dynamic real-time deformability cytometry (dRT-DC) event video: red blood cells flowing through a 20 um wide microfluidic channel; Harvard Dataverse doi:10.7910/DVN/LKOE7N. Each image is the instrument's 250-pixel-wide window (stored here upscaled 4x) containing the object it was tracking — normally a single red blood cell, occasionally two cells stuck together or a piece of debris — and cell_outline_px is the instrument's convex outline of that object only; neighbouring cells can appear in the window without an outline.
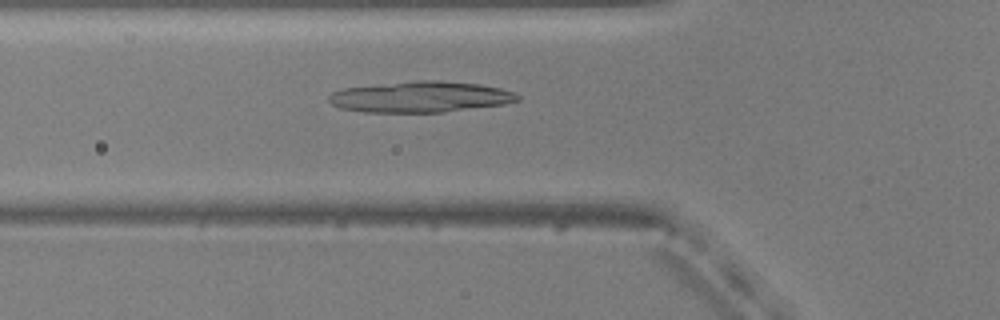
{"species": "common noctule bat (a hibernating species)", "species_latin": "Nyctalus noctula", "temperature_condition": "warm", "stored_images_in_passage": 39, "camera_frame_rate_fps": 3000, "um_per_image_px": 0.085, "animal": {"sex": "male", "body_mass_g": 20.5, "forearm_length_mm": 52.5}, "frame": {"image": 1, "passage_image": 8, "time_ms": 2.333, "image_size_px": [1000, 320], "cell_outline_px": [[520, 100], [504, 104], [444, 112], [364, 112], [340, 108], [332, 104], [328, 100], [328, 96], [332, 92], [344, 88], [416, 80], [440, 80], [480, 84], [500, 88], [516, 92], [520, 96]], "centroid_in_image_um": [35.76, 8.23], "position_along_channel_um": 90.0, "area_um2": 34.16}}
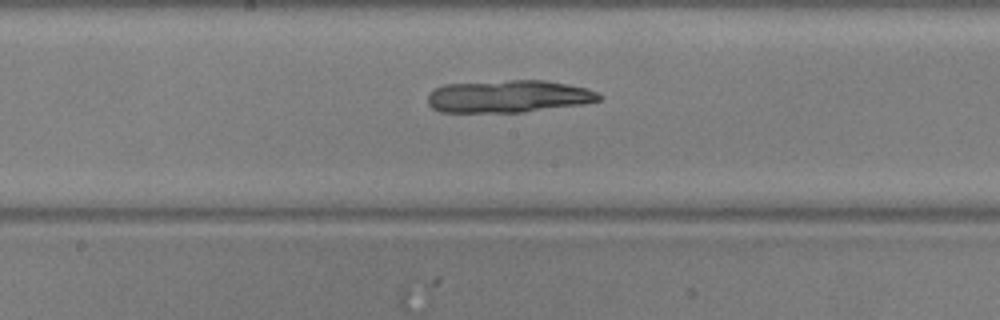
{"frame": {"image": 2, "passage_image": 17, "time_ms": 5.333, "image_size_px": [1000, 320], "cell_outline_px": [[604, 96], [600, 100], [584, 104], [524, 112], [440, 112], [432, 108], [428, 104], [428, 96], [436, 88], [444, 84], [508, 80], [544, 80], [588, 88]], "centroid_in_image_um": [43.24, 8.19], "position_along_channel_um": 205.0, "area_um2": 32.48}}
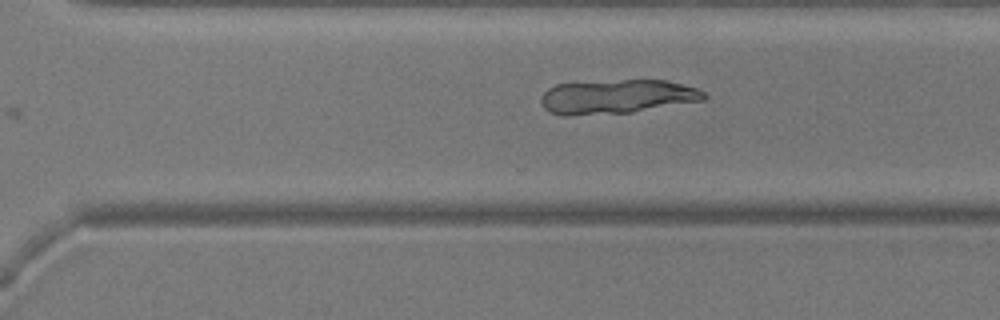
{"frame": {"image": 3, "passage_image": 26, "time_ms": 8.333, "image_size_px": [1000, 320], "cell_outline_px": [[708, 96], [704, 100], [632, 112], [568, 116], [564, 116], [548, 112], [544, 108], [540, 100], [540, 96], [548, 88], [556, 84], [620, 80], [664, 80], [696, 88], [704, 92]], "centroid_in_image_um": [52.39, 8.22], "position_along_channel_um": 318.2, "area_um2": 32.43}}